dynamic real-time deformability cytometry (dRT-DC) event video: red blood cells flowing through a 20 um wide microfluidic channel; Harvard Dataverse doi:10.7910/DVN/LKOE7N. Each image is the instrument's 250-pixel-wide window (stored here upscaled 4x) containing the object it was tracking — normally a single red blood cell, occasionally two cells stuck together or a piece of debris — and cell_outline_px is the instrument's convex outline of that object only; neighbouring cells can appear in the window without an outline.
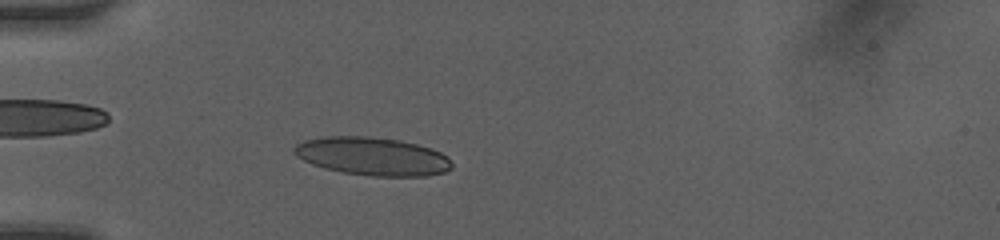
{"species": "human", "species_latin": "Homo sapiens", "temperature_condition": "room temperature", "stored_images_in_passage": 48, "camera_frame_rate_fps": 3000, "um_per_image_px": 0.085, "donor": {"sex": "female"}, "frame": {"image": 1, "passage_image": 14, "time_ms": 4.333, "image_size_px": [1000, 240], "cell_outline_px": [[452, 168], [444, 172], [428, 176], [372, 176], [344, 172], [324, 168], [312, 164], [296, 156], [292, 152], [292, 148], [296, 144], [304, 140], [324, 136], [368, 136], [396, 140], [416, 144], [432, 148], [448, 156], [452, 164]], "centroid_in_image_um": [31.65, 13.28], "position_along_channel_um": 53.4, "area_um2": 35.14}}
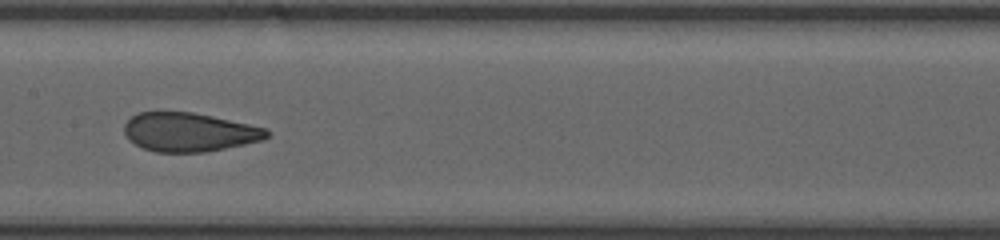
{"frame": {"image": 2, "passage_image": 25, "time_ms": 8.0, "image_size_px": [1000, 240], "cell_outline_px": [[272, 132], [268, 136], [260, 140], [244, 144], [204, 152], [156, 152], [144, 148], [128, 140], [124, 132], [124, 124], [132, 116], [140, 112], [192, 112], [212, 116], [268, 128]], "centroid_in_image_um": [16.08, 11.23], "position_along_channel_um": 191.3, "area_um2": 32.14}}
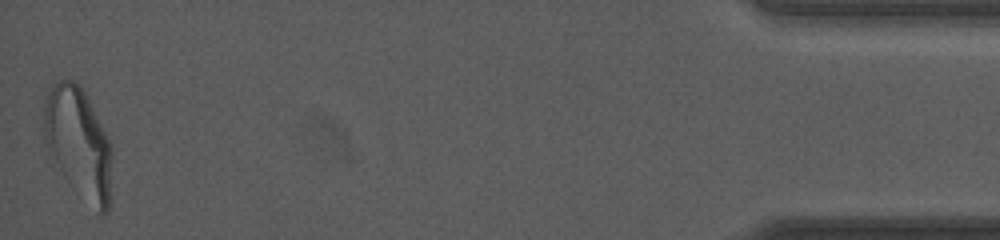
{"frame": {"image": 3, "passage_image": 48, "time_ms": 15.667, "image_size_px": [1000, 240], "cell_outline_px": [[112, 152], [108, 212], [100, 216], [64, 176], [44, 140], [44, 104], [48, 92], [52, 84], [60, 80], [72, 80], [84, 92], [112, 144]], "centroid_in_image_um": [6.69, 12.15], "position_along_channel_um": 428.5, "area_um2": 43.06}, "authors_computed_cell_mechanics": {"area_um2": 32.8304, "velocity_mm_per_s": 4.1812, "shape_relaxation_time_tau1_ms": 6.2656, "shape_relaxation_time_tau2_ms": 0.7756, "deformation_change_tau1": 0.201, "deformation_change_tau2": 0.0811}}